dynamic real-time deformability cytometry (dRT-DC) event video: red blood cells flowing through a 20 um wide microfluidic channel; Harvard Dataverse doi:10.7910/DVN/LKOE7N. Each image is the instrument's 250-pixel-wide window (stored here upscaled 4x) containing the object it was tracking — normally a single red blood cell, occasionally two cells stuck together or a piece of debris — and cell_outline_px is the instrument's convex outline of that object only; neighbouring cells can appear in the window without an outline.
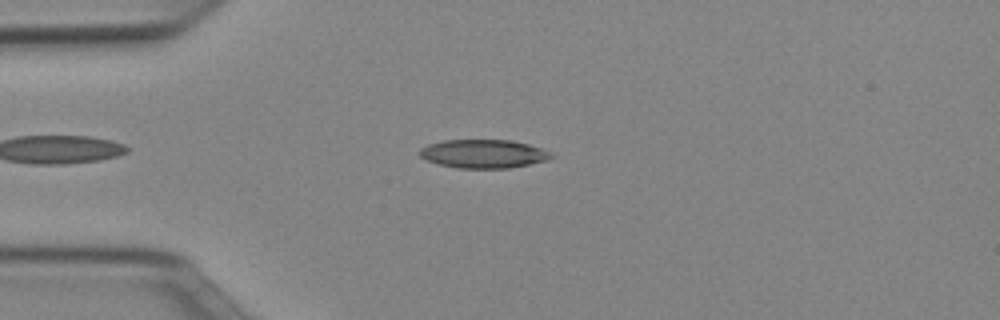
{"species": "Egyptian fruit bat (a non-hibernating species)", "species_latin": "Rousettus aegyptiacus", "temperature_condition": "cold", "stored_images_in_passage": 39, "camera_frame_rate_fps": 3000, "um_per_image_px": 0.085, "animal": {"sex": "female"}, "frame": {"image": 1, "passage_image": 4, "time_ms": 1.0, "image_size_px": [1000, 320], "cell_outline_px": [[556, 156], [548, 160], [508, 168], [456, 168], [440, 164], [428, 160], [420, 156], [420, 148], [428, 144], [444, 140], [512, 140], [528, 144], [540, 148]], "centroid_in_image_um": [41.1, 13.07], "position_along_channel_um": 43.9, "area_um2": 21.73}}
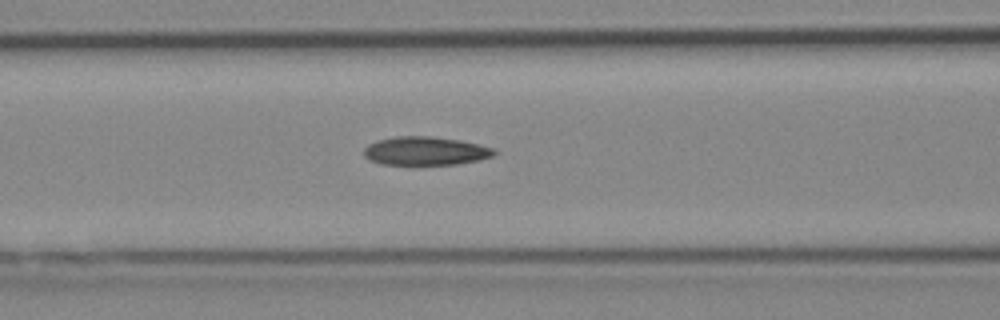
{"frame": {"image": 2, "passage_image": 12, "time_ms": 3.667, "image_size_px": [1000, 320], "cell_outline_px": [[496, 152], [492, 156], [480, 160], [456, 164], [416, 168], [412, 168], [380, 164], [364, 156], [364, 148], [368, 144], [376, 140], [396, 136], [432, 136], [460, 140], [496, 148]], "centroid_in_image_um": [36.13, 12.88], "position_along_channel_um": 130.5, "area_um2": 22.83}}
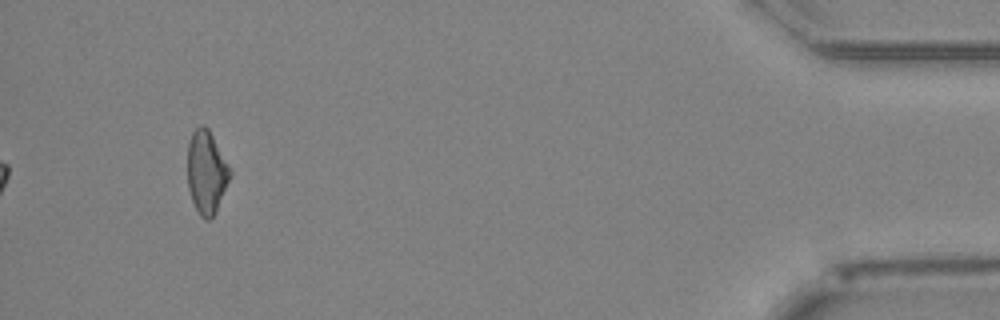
{"frame": {"image": 3, "passage_image": 39, "time_ms": 12.667, "image_size_px": [1000, 320], "cell_outline_px": [[232, 172], [216, 212], [208, 220], [204, 220], [200, 216], [192, 200], [188, 188], [188, 144], [192, 132], [200, 124], [204, 124], [208, 128], [232, 168]], "centroid_in_image_um": [17.56, 14.61], "position_along_channel_um": 417.6, "area_um2": 20.69}, "authors_computed_cell_mechanics": {"area_um2": 21.386, "velocity_mm_per_s": 3.9864, "shape_relaxation_time_tau1_ms": null, "shape_relaxation_time_tau2_ms": 6.0354, "deformation_change_tau1": null, "deformation_change_tau2": 0.1491}}